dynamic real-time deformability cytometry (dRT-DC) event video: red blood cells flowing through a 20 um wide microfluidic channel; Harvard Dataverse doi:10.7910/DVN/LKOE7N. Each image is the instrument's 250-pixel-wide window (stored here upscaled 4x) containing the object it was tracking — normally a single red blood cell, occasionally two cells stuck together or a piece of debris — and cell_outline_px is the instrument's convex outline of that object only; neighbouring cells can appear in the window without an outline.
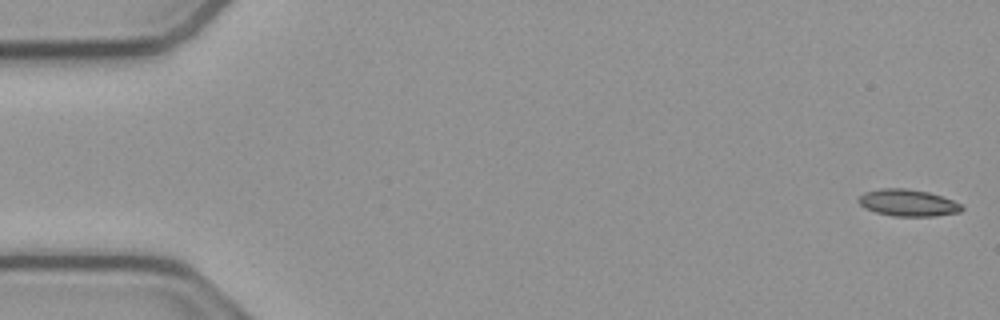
{"species": "common noctule bat (a hibernating species)", "species_latin": "Nyctalus noctula", "temperature_condition": "cold", "stored_images_in_passage": 54, "camera_frame_rate_fps": 3000, "um_per_image_px": 0.085, "animal": {"sex": "male", "body_mass_g": 23.1, "forearm_length_mm": 52.7}, "frame": {"image": 1, "passage_image": 1, "time_ms": 0.0, "image_size_px": [1000, 320], "cell_outline_px": [[964, 208], [960, 212], [936, 216], [892, 216], [876, 212], [864, 208], [856, 200], [864, 192], [880, 188], [904, 188], [928, 192], [952, 200], [960, 204]], "centroid_in_image_um": [77.14, 17.24], "position_along_channel_um": 7.9, "area_um2": 16.13}}
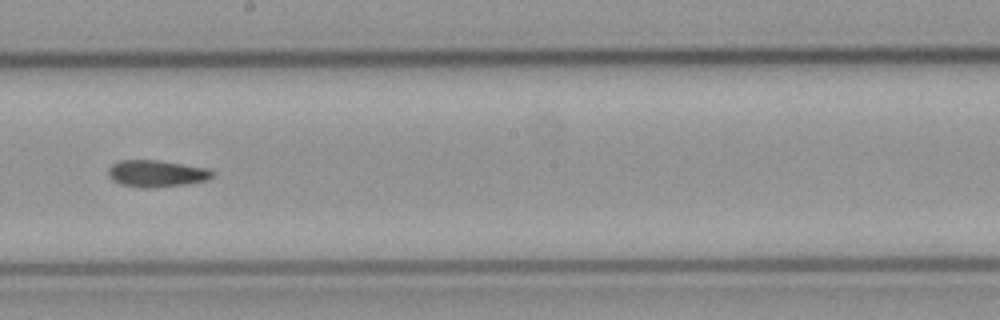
{"frame": {"image": 2, "passage_image": 30, "time_ms": 9.667, "image_size_px": [1000, 320], "cell_outline_px": [[212, 176], [208, 180], [188, 184], [156, 188], [140, 188], [120, 184], [112, 180], [108, 176], [108, 168], [112, 164], [120, 160], [156, 160], [208, 168], [212, 172]], "centroid_in_image_um": [13.27, 14.76], "position_along_channel_um": 234.9, "area_um2": 16.42}}
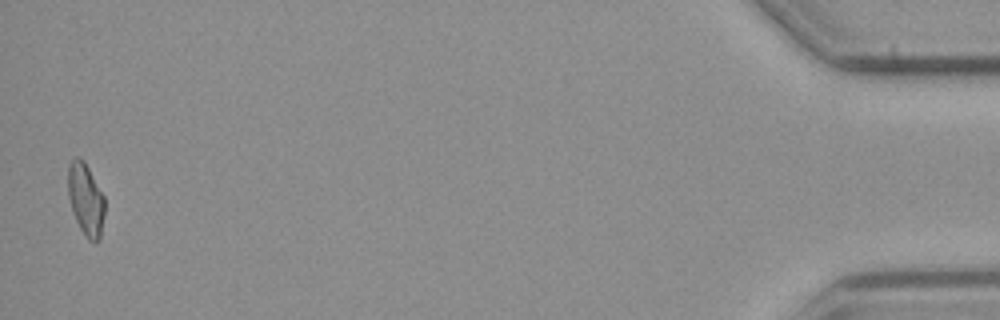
{"frame": {"image": 3, "passage_image": 53, "time_ms": 17.333, "image_size_px": [1000, 320], "cell_outline_px": [[104, 216], [100, 240], [88, 240], [80, 228], [76, 220], [68, 196], [68, 168], [72, 160], [76, 156], [80, 156], [84, 160], [104, 196]], "centroid_in_image_um": [7.29, 16.92], "position_along_channel_um": 427.9, "area_um2": 15.32}}